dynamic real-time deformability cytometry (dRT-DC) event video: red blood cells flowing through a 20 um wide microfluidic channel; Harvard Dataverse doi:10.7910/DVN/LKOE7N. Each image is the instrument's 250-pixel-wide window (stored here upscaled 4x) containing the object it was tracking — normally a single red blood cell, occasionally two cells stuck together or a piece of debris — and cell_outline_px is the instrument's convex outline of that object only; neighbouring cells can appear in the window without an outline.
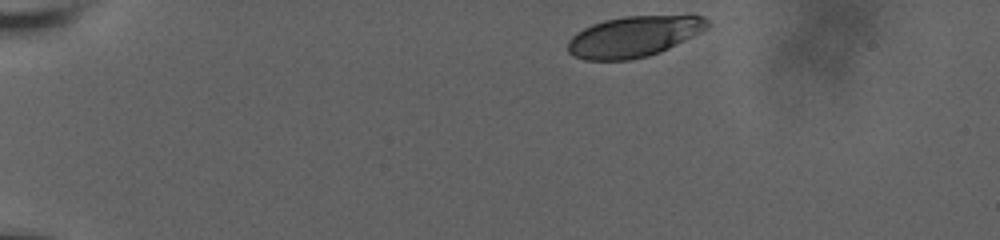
{"species": "human", "species_latin": "Homo sapiens", "temperature_condition": "room temperature", "stored_images_in_passage": 41, "camera_frame_rate_fps": 3000, "um_per_image_px": 0.085, "donor": {"sex": "male"}, "frame": {"image": 1, "passage_image": 1, "time_ms": 0.0, "image_size_px": [1000, 240], "cell_outline_px": [[712, 24], [708, 28], [660, 52], [648, 56], [628, 60], [584, 60], [572, 56], [568, 52], [568, 40], [576, 32], [592, 24], [604, 20], [624, 16], [704, 16]], "centroid_in_image_um": [53.84, 3.11], "position_along_channel_um": 31.2, "area_um2": 33.12}}
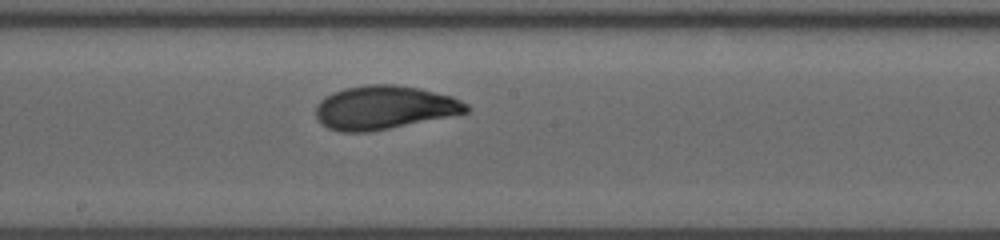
{"frame": {"image": 2, "passage_image": 24, "time_ms": 7.667, "image_size_px": [1000, 240], "cell_outline_px": [[472, 108], [468, 112], [368, 132], [340, 132], [328, 128], [320, 124], [316, 116], [316, 104], [324, 96], [332, 92], [344, 88], [368, 84], [396, 84], [420, 88], [452, 96], [468, 104]], "centroid_in_image_um": [32.62, 9.13], "position_along_channel_um": 215.6, "area_um2": 38.32}}
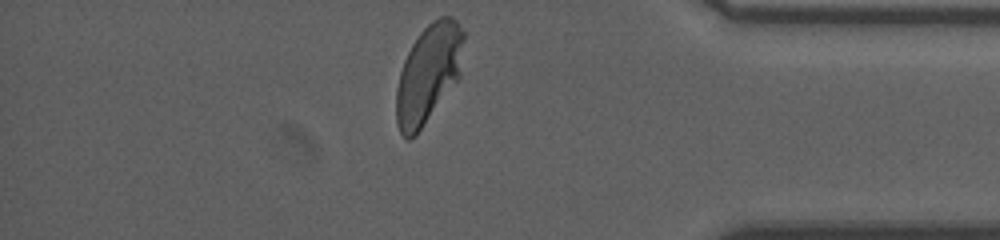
{"frame": {"image": 3, "passage_image": 41, "time_ms": 13.333, "image_size_px": [1000, 240], "cell_outline_px": [[464, 40], [460, 76], [416, 136], [408, 140], [400, 132], [396, 124], [396, 92], [400, 72], [404, 60], [412, 44], [420, 32], [432, 20], [440, 16], [452, 16], [456, 20], [464, 32]], "centroid_in_image_um": [36.41, 6.25], "position_along_channel_um": 398.8, "area_um2": 38.73}, "authors_computed_cell_mechanics": {"area_um2": 37.4544, "velocity_mm_per_s": 3.6104, "shape_relaxation_time_tau1_ms": 3.9439, "shape_relaxation_time_tau2_ms": null, "deformation_change_tau1": 0.1446, "deformation_change_tau2": null}}